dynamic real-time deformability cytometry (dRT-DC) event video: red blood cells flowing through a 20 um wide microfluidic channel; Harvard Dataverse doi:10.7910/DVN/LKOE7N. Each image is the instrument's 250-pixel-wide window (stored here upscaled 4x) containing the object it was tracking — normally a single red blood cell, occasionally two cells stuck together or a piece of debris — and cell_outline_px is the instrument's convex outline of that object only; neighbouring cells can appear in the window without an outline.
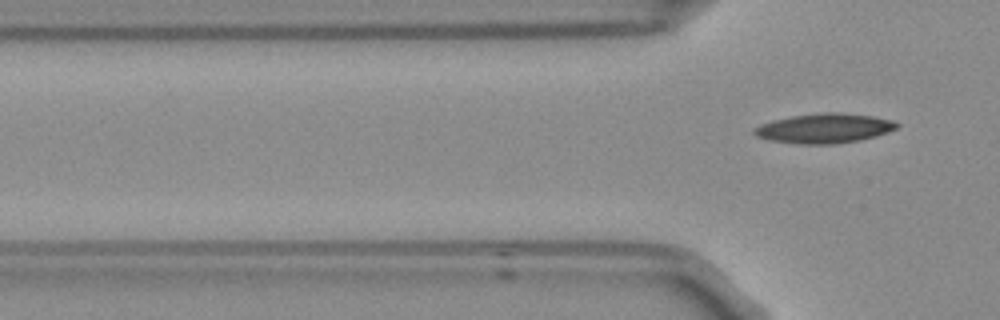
{"species": "Egyptian fruit bat (a non-hibernating species)", "species_latin": "Rousettus aegyptiacus", "temperature_condition": "room temperature", "stored_images_in_passage": 3, "segment_of_instrument_passage": [2, 2], "camera_frame_rate_fps": 3000, "um_per_image_px": 0.085, "frame": {"image": 1, "passage_image": 3, "time_ms": 0.667, "image_size_px": [1000, 320], "cell_outline_px": [[900, 124], [896, 128], [876, 136], [860, 140], [836, 144], [796, 144], [768, 140], [756, 136], [752, 132], [752, 128], [760, 124], [772, 120], [792, 116], [824, 112], [840, 112], [872, 116], [892, 120]], "centroid_in_image_um": [70.02, 10.91], "position_along_channel_um": 55.8, "area_um2": 24.8}}